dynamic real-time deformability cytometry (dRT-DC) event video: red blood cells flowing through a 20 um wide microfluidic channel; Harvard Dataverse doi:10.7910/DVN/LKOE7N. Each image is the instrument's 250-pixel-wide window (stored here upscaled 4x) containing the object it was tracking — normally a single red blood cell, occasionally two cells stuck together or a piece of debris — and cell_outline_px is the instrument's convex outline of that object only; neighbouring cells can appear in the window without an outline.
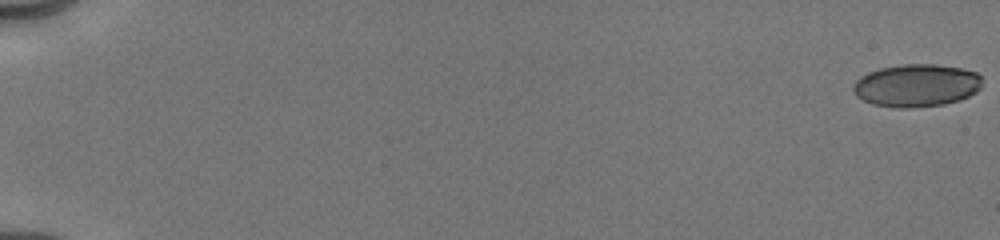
{"species": "human", "species_latin": "Homo sapiens", "temperature_condition": "cold", "stored_images_in_passage": 28, "camera_frame_rate_fps": 3000, "um_per_image_px": 0.085, "donor": {"sex": "male"}, "frame": {"image": 1, "passage_image": 1, "time_ms": 0.0, "image_size_px": [1000, 240], "cell_outline_px": [[980, 88], [976, 92], [960, 100], [944, 104], [912, 108], [900, 108], [872, 104], [856, 96], [852, 88], [856, 80], [860, 76], [868, 72], [880, 68], [904, 64], [936, 64], [960, 68], [976, 72], [980, 76]], "centroid_in_image_um": [77.88, 7.26], "position_along_channel_um": 7.1, "area_um2": 32.08}}
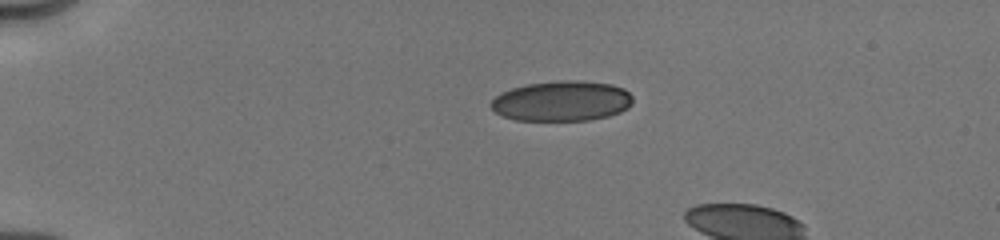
{"frame": {"image": 2, "passage_image": 19, "time_ms": 4.333, "image_size_px": [1000, 240], "cell_outline_px": [[632, 104], [628, 108], [620, 112], [608, 116], [588, 120], [516, 120], [504, 116], [496, 112], [488, 104], [496, 96], [512, 88], [528, 84], [560, 80], [580, 80], [612, 84], [624, 88], [632, 96]], "centroid_in_image_um": [47.78, 8.58], "position_along_channel_um": 37.2, "area_um2": 33.23}}